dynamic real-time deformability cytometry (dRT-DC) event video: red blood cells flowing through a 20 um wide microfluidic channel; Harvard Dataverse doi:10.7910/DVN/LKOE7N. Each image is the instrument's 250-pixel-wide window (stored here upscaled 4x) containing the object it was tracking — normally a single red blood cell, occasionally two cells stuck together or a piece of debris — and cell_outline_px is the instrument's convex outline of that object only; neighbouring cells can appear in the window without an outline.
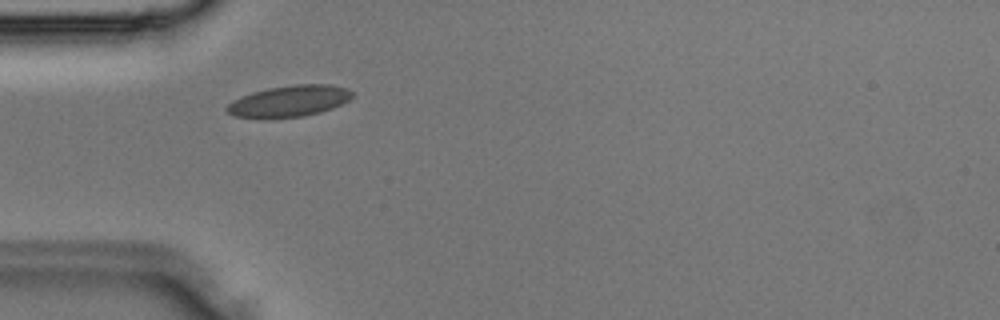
{"species": "Egyptian fruit bat (a non-hibernating species)", "species_latin": "Rousettus aegyptiacus", "temperature_condition": "room temperature", "stored_images_in_passage": 31, "camera_frame_rate_fps": 3000, "um_per_image_px": 0.085, "animal": {"sex": "male"}, "frame": {"image": 1, "passage_image": 6, "time_ms": 1.667, "image_size_px": [1000, 320], "cell_outline_px": [[356, 96], [332, 108], [320, 112], [304, 116], [272, 120], [236, 116], [228, 112], [224, 108], [232, 100], [252, 92], [268, 88], [296, 84], [328, 84], [348, 88]], "centroid_in_image_um": [24.57, 8.61], "position_along_channel_um": 60.4, "area_um2": 23.29}}
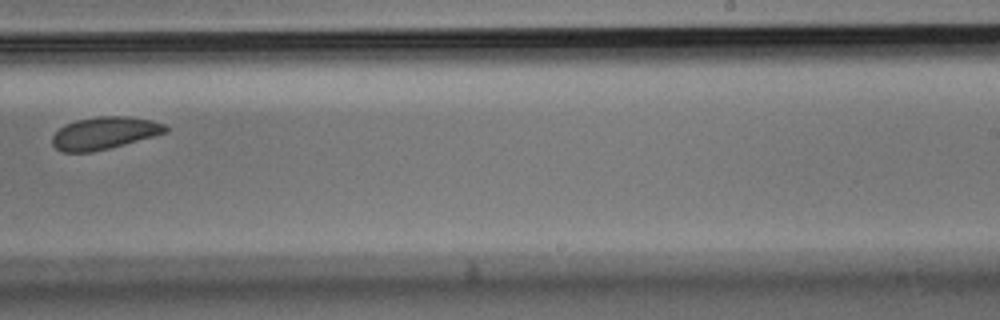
{"frame": {"image": 2, "passage_image": 18, "time_ms": 5.667, "image_size_px": [1000, 320], "cell_outline_px": [[168, 132], [124, 144], [92, 152], [60, 152], [52, 144], [52, 136], [64, 124], [76, 120], [96, 116], [124, 116], [152, 120], [164, 124], [168, 128]], "centroid_in_image_um": [8.85, 11.31], "position_along_channel_um": 280.2, "area_um2": 21.33}}
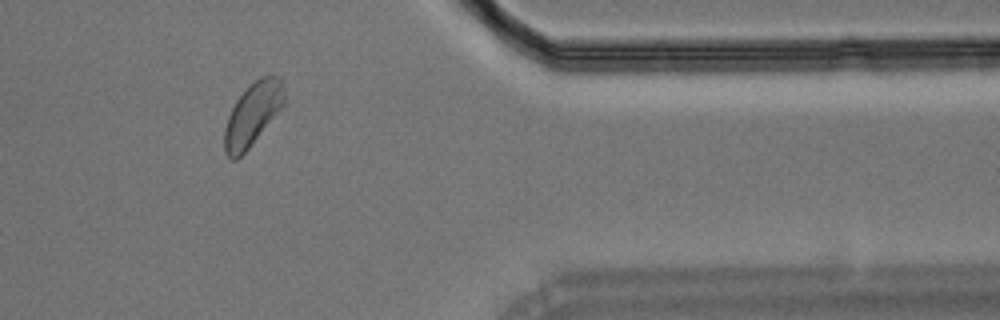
{"frame": {"image": 3, "passage_image": 25, "time_ms": 8.0, "image_size_px": [1000, 320], "cell_outline_px": [[284, 104], [248, 148], [236, 160], [232, 160], [224, 152], [224, 128], [228, 116], [236, 100], [260, 76], [272, 72], [280, 76], [284, 92]], "centroid_in_image_um": [21.47, 9.68], "position_along_channel_um": 389.9, "area_um2": 21.62}}